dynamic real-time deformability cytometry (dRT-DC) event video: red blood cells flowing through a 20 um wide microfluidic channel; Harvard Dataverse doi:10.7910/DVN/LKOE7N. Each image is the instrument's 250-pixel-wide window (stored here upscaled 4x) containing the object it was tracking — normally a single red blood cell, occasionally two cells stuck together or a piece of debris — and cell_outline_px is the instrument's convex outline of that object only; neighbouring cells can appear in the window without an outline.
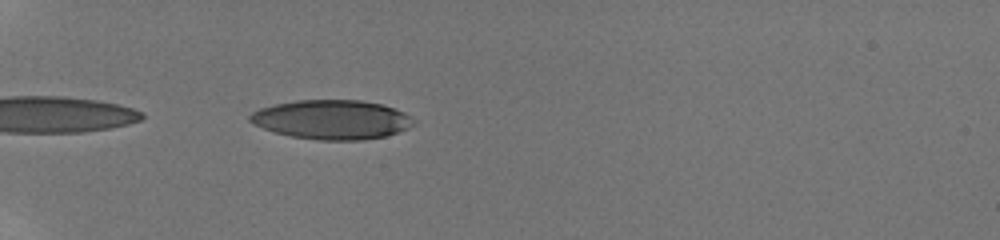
{"species": "human", "species_latin": "Homo sapiens", "temperature_condition": "room temperature", "stored_images_in_passage": 37, "camera_frame_rate_fps": 3000, "um_per_image_px": 0.085, "donor": {"sex": "male"}, "frame": {"image": 1, "passage_image": 2, "time_ms": 0.333, "image_size_px": [1000, 240], "cell_outline_px": [[416, 124], [408, 128], [384, 136], [360, 140], [320, 140], [292, 136], [276, 132], [252, 124], [248, 120], [248, 116], [252, 112], [260, 108], [276, 104], [296, 100], [360, 100], [380, 104], [404, 112], [416, 120]], "centroid_in_image_um": [28.2, 10.16], "position_along_channel_um": 56.8, "area_um2": 37.28}}
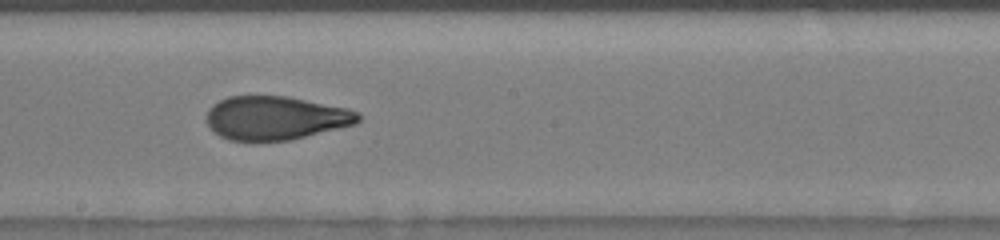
{"frame": {"image": 2, "passage_image": 17, "time_ms": 5.333, "image_size_px": [1000, 240], "cell_outline_px": [[360, 120], [356, 124], [292, 140], [228, 140], [220, 136], [208, 124], [208, 108], [212, 104], [228, 96], [284, 96], [348, 108], [360, 112]], "centroid_in_image_um": [23.46, 10.02], "position_along_channel_um": 224.7, "area_um2": 38.38}}
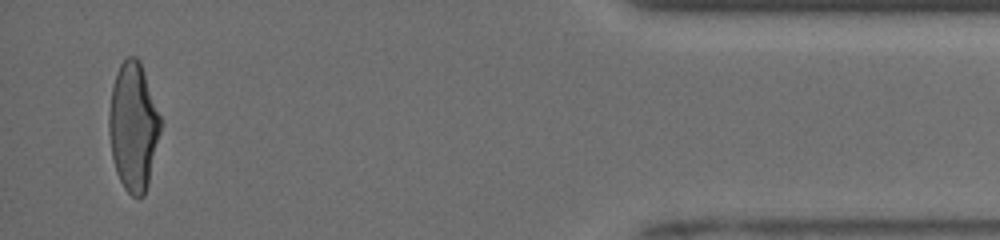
{"frame": {"image": 3, "passage_image": 36, "time_ms": 11.667, "image_size_px": [1000, 240], "cell_outline_px": [[160, 132], [148, 184], [144, 196], [132, 196], [124, 188], [116, 172], [112, 160], [108, 132], [108, 112], [112, 88], [120, 64], [128, 56], [136, 56], [140, 60], [160, 116]], "centroid_in_image_um": [11.31, 10.77], "position_along_channel_um": 423.9, "area_um2": 38.32}, "authors_computed_cell_mechanics": {"area_um2": 38.8994, "velocity_mm_per_s": 3.9692, "shape_relaxation_time_tau1_ms": 5.954, "shape_relaxation_time_tau2_ms": 1.1319, "deformation_change_tau1": 0.2341, "deformation_change_tau2": 0.0856}}